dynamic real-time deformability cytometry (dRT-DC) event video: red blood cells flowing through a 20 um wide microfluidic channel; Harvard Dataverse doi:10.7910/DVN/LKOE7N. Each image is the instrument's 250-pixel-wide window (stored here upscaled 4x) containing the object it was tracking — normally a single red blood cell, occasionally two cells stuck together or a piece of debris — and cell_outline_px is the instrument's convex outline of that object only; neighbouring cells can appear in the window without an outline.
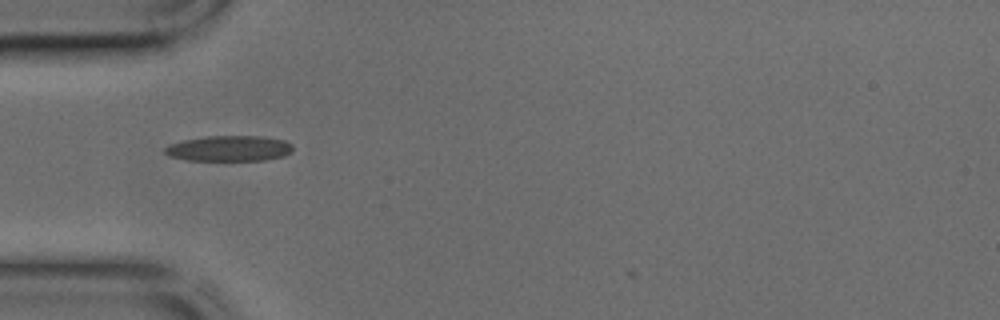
{"species": "common noctule bat (a hibernating species)", "species_latin": "Nyctalus noctula", "temperature_condition": "cold", "stored_images_in_passage": 4, "camera_frame_rate_fps": 3000, "um_per_image_px": 0.085, "animal": {"sex": "male", "body_mass_g": 17.9, "forearm_length_mm": 54.2}, "frame": {"image": 1, "passage_image": 1, "time_ms": 0.0, "image_size_px": [1000, 320], "cell_outline_px": [[292, 152], [284, 156], [264, 160], [188, 160], [168, 156], [164, 152], [164, 148], [168, 144], [184, 140], [208, 136], [264, 136], [284, 140], [292, 144]], "centroid_in_image_um": [19.48, 12.61], "position_along_channel_um": 65.5, "area_um2": 19.13}}